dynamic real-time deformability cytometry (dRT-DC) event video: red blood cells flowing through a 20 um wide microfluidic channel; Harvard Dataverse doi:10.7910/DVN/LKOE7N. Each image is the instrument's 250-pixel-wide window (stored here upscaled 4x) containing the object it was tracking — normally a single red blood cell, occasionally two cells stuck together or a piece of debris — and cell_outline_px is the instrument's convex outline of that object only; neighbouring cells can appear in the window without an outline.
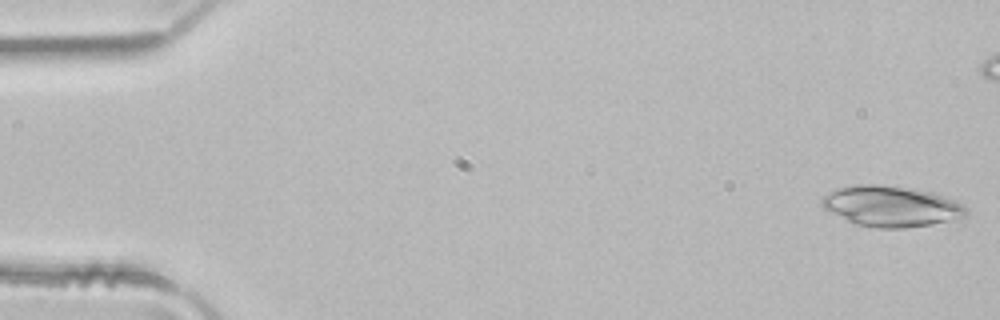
{"species": "common noctule bat (a hibernating species)", "species_latin": "Nyctalus noctula", "temperature_condition": "room temperature", "stored_images_in_passage": 4, "camera_frame_rate_fps": 3000, "um_per_image_px": 0.085, "animal": {"sex": "male", "body_mass_g": 21.5, "forearm_length_mm": 52.0}, "frame": {"image": 1, "passage_image": 1, "time_ms": 0.0, "image_size_px": [1000, 320], "cell_outline_px": [[968, 212], [964, 224], [904, 228], [876, 228], [852, 224], [824, 208], [820, 204], [820, 196], [836, 188], [856, 184], [876, 184], [932, 192], [956, 200], [964, 204], [968, 208]], "centroid_in_image_um": [75.9, 17.59], "position_along_channel_um": 9.1, "area_um2": 35.89}}